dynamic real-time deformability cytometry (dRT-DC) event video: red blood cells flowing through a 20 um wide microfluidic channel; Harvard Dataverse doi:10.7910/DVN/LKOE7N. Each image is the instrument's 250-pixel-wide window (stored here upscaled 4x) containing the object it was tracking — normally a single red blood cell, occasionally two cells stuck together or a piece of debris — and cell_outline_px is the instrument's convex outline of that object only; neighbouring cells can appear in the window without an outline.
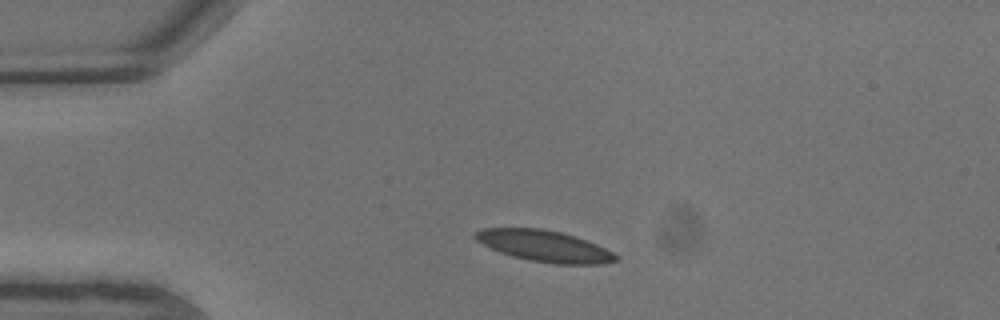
{"species": "common noctule bat (a hibernating species)", "species_latin": "Nyctalus noctula", "temperature_condition": "warm", "stored_images_in_passage": 5, "camera_frame_rate_fps": 3000, "um_per_image_px": 0.085, "animal": {"sex": "male", "body_mass_g": 13.3}, "frame": {"image": 1, "passage_image": 1, "time_ms": 0.0, "image_size_px": [1000, 320], "cell_outline_px": [[620, 260], [600, 264], [552, 264], [528, 260], [512, 256], [500, 252], [476, 240], [472, 236], [476, 232], [484, 228], [540, 228], [560, 232], [576, 236], [588, 240], [620, 256]], "centroid_in_image_um": [46.31, 20.92], "position_along_channel_um": 38.7, "area_um2": 25.66}}
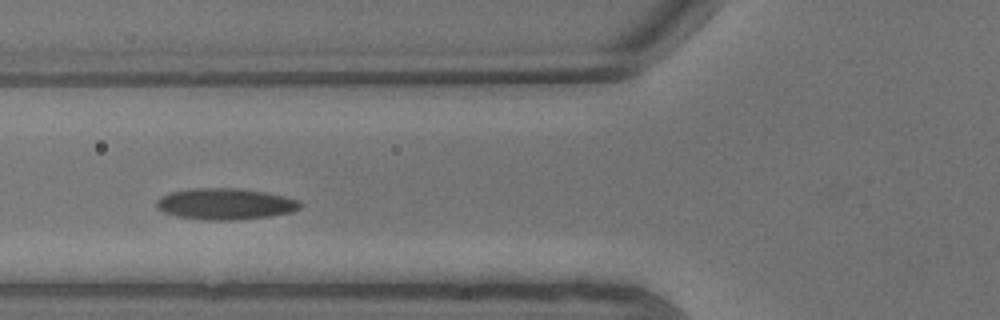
{"frame": {"image": 2, "passage_image": 4, "time_ms": 1.0, "image_size_px": [1000, 320], "cell_outline_px": [[304, 204], [300, 208], [292, 212], [272, 216], [232, 220], [204, 220], [176, 216], [160, 212], [156, 208], [156, 200], [160, 196], [172, 192], [192, 188], [236, 188], [264, 192], [284, 196], [300, 200]], "centroid_in_image_um": [19.14, 17.34], "position_along_channel_um": 106.7, "area_um2": 26.47}}
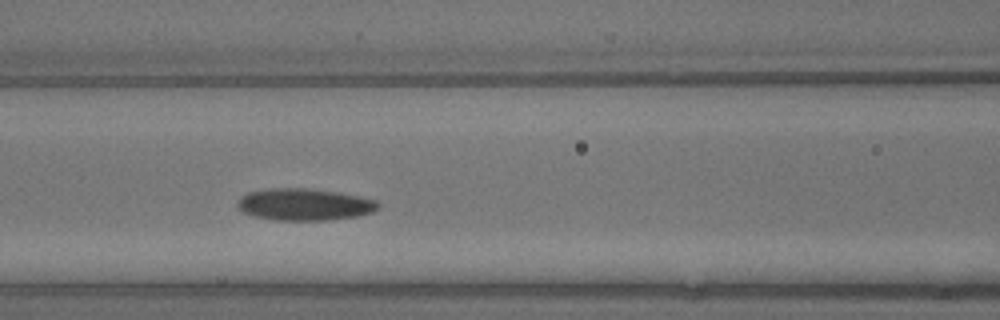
{"frame": {"image": 3, "passage_image": 5, "time_ms": 1.333, "image_size_px": [1000, 320], "cell_outline_px": [[380, 208], [372, 212], [356, 216], [332, 220], [276, 220], [256, 216], [240, 212], [236, 204], [248, 192], [272, 188], [308, 188], [336, 192], [376, 200], [380, 204]], "centroid_in_image_um": [25.88, 17.38], "position_along_channel_um": 140.7, "area_um2": 26.01}}